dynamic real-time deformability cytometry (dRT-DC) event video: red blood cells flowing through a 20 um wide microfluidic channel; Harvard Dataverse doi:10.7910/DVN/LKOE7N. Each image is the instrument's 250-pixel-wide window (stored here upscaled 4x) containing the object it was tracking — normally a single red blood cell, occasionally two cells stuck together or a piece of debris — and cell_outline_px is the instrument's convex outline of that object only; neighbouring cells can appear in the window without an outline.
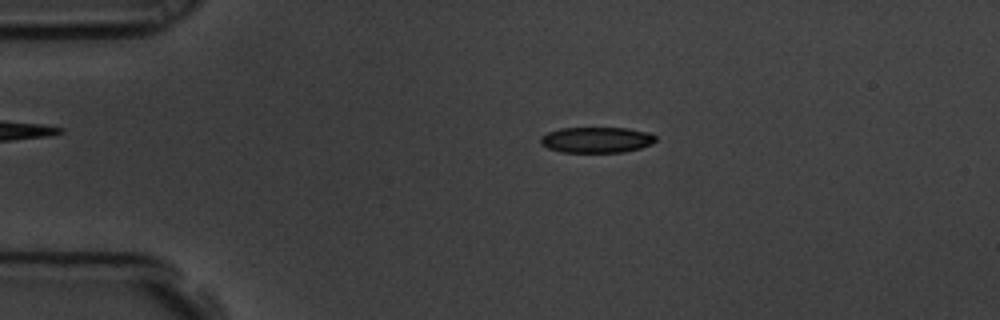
{"species": "common noctule bat (a hibernating species)", "species_latin": "Nyctalus noctula", "temperature_condition": "room temperature", "stored_images_in_passage": 4, "camera_frame_rate_fps": 3000, "um_per_image_px": 0.085, "animal": {"sex": "male", "body_mass_g": 19.5, "forearm_length_mm": 54.6}, "frame": {"image": 1, "passage_image": 2, "time_ms": 0.333, "image_size_px": [1000, 320], "cell_outline_px": [[656, 140], [652, 144], [640, 148], [624, 152], [560, 152], [548, 148], [540, 144], [540, 136], [548, 132], [560, 128], [628, 128], [648, 132], [656, 136]], "centroid_in_image_um": [50.69, 11.89], "position_along_channel_um": 34.3, "area_um2": 17.4}}
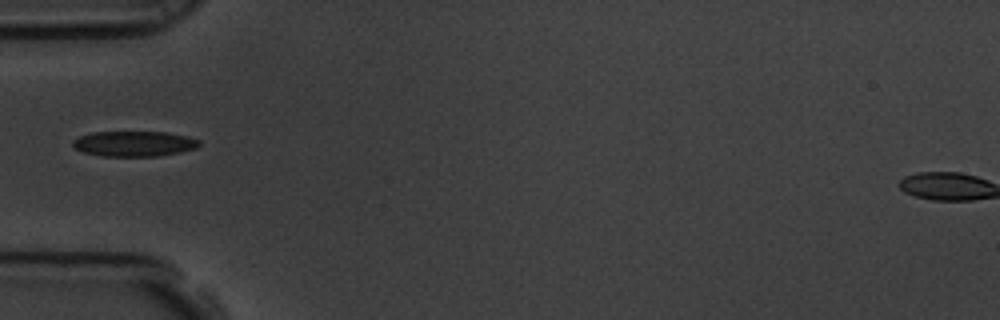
{"frame": {"image": 2, "passage_image": 4, "time_ms": 1.0, "image_size_px": [1000, 320], "cell_outline_px": [[200, 144], [196, 148], [180, 152], [156, 156], [104, 156], [84, 152], [76, 148], [72, 144], [72, 140], [80, 136], [92, 132], [168, 132], [188, 136], [200, 140]], "centroid_in_image_um": [11.42, 12.21], "position_along_channel_um": 73.6, "area_um2": 18.61}}